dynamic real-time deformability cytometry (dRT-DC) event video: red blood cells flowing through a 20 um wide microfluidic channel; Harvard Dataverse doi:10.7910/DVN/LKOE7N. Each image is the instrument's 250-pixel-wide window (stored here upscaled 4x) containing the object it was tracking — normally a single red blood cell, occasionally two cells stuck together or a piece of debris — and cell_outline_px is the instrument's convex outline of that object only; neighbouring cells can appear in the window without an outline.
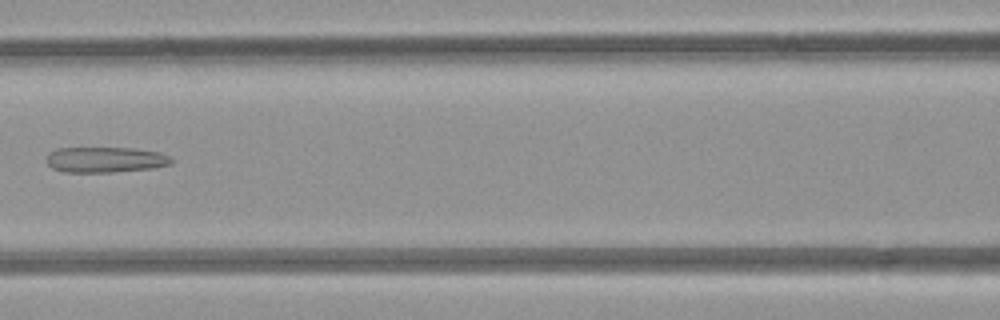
{"species": "common noctule bat (a hibernating species)", "species_latin": "Nyctalus noctula", "temperature_condition": "room temperature", "stored_images_in_passage": 6, "camera_frame_rate_fps": 3000, "um_per_image_px": 0.085, "animal": {"sex": "female", "body_mass_g": 21.9}, "frame": {"image": 1, "passage_image": 6, "time_ms": 5.667, "image_size_px": [1000, 320], "cell_outline_px": [[172, 164], [152, 168], [112, 172], [64, 172], [52, 168], [44, 160], [56, 148], [132, 148], [160, 152], [168, 156], [172, 160]], "centroid_in_image_um": [8.94, 13.57], "position_along_channel_um": 157.7, "area_um2": 18.55}}